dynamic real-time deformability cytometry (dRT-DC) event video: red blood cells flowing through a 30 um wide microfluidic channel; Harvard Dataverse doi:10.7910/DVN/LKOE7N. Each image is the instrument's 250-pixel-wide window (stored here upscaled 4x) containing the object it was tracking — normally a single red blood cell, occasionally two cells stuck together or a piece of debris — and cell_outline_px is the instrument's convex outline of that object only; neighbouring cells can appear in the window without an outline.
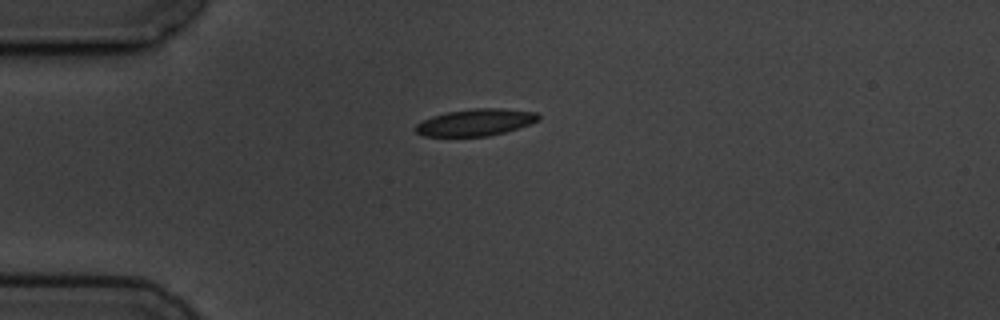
{"species": "common noctule bat (a hibernating species)", "species_latin": "Nyctalus noctula", "temperature_condition": "cold", "stored_images_in_passage": 5, "camera_frame_rate_fps": 3000, "um_per_image_px": 0.085, "animal": {"sex": "male", "body_mass_g": 19.5, "forearm_length_mm": 54.6}, "frame": {"image": 1, "passage_image": 1, "time_ms": 0.0, "image_size_px": [1000, 320], "cell_outline_px": [[540, 120], [504, 132], [488, 136], [424, 136], [416, 132], [416, 124], [432, 116], [444, 112], [472, 108], [500, 108], [536, 112], [540, 116]], "centroid_in_image_um": [40.41, 10.39], "position_along_channel_um": 44.6, "area_um2": 19.13}}
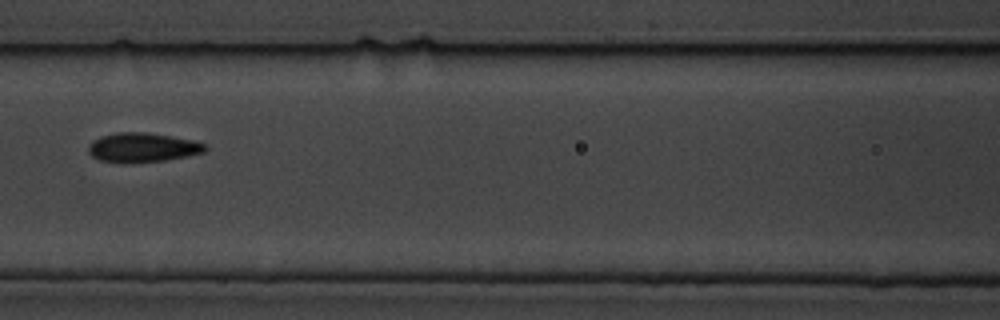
{"frame": {"image": 2, "passage_image": 4, "time_ms": 3.667, "image_size_px": [1000, 320], "cell_outline_px": [[208, 148], [204, 152], [164, 160], [100, 160], [92, 156], [88, 152], [88, 144], [92, 140], [100, 136], [116, 132], [148, 132], [192, 140], [204, 144]], "centroid_in_image_um": [12.09, 12.48], "position_along_channel_um": 154.5, "area_um2": 19.13}}
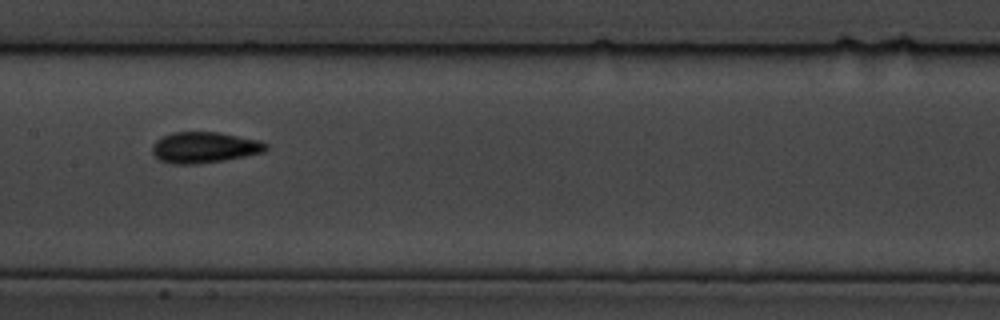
{"frame": {"image": 3, "passage_image": 5, "time_ms": 4.667, "image_size_px": [1000, 320], "cell_outline_px": [[268, 148], [264, 152], [224, 160], [196, 164], [172, 164], [160, 160], [152, 152], [152, 144], [156, 140], [172, 132], [220, 132], [260, 140], [268, 144]], "centroid_in_image_um": [17.38, 12.52], "position_along_channel_um": 190.0, "area_um2": 20.58}}